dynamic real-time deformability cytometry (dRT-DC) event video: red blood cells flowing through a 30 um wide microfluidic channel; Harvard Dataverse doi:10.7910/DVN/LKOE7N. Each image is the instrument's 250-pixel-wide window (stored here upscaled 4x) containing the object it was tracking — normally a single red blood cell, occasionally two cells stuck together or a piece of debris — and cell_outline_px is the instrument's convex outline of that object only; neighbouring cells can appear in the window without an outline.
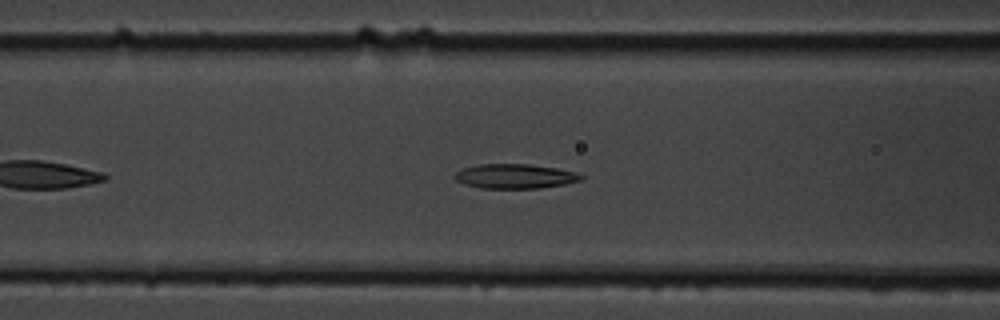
{"species": "common noctule bat (a hibernating species)", "species_latin": "Nyctalus noctula", "temperature_condition": "cold", "stored_images_in_passage": 48, "camera_frame_rate_fps": 3000, "um_per_image_px": 0.085, "animal": {"sex": "male", "body_mass_g": 19.5, "forearm_length_mm": 54.6}, "frame": {"image": 1, "passage_image": 12, "time_ms": 3.667, "image_size_px": [1000, 320], "cell_outline_px": [[584, 176], [580, 180], [564, 184], [540, 188], [480, 188], [464, 184], [456, 180], [452, 176], [456, 172], [464, 168], [480, 164], [528, 164], [556, 168], [576, 172]], "centroid_in_image_um": [43.75, 14.98], "position_along_channel_um": 122.9, "area_um2": 17.98}}
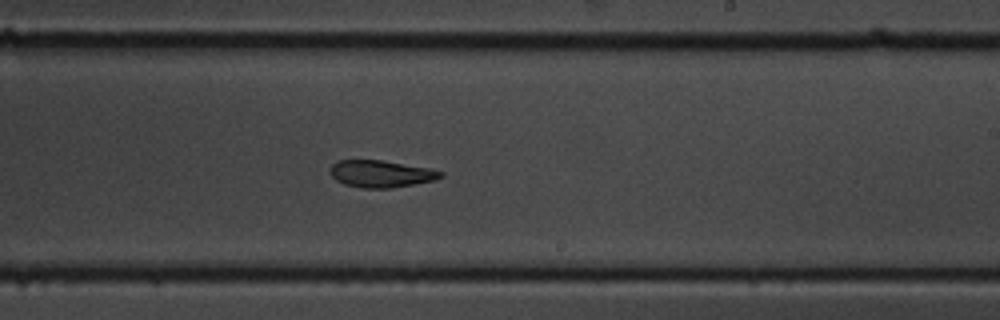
{"frame": {"image": 2, "passage_image": 24, "time_ms": 7.667, "image_size_px": [1000, 320], "cell_outline_px": [[444, 176], [436, 180], [392, 188], [364, 188], [344, 184], [336, 180], [332, 176], [332, 164], [336, 160], [380, 160], [428, 168], [444, 172]], "centroid_in_image_um": [32.41, 14.78], "position_along_channel_um": 256.6, "area_um2": 17.28}}
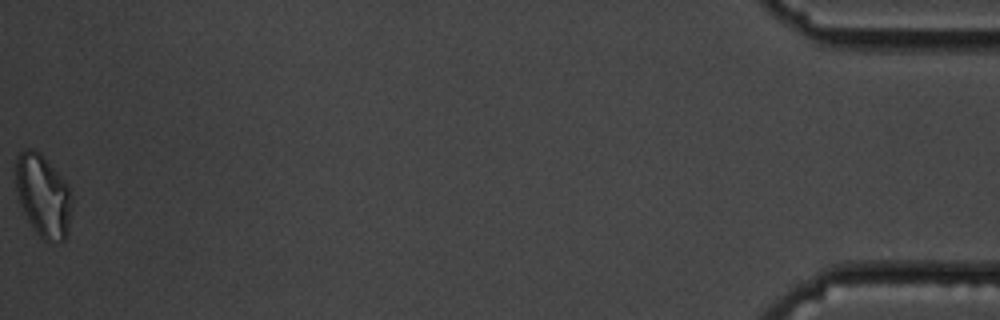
{"frame": {"image": 3, "passage_image": 48, "time_ms": 15.667, "image_size_px": [1000, 320], "cell_outline_px": [[72, 196], [68, 232], [64, 240], [60, 244], [48, 244], [36, 232], [28, 220], [20, 204], [16, 188], [16, 160], [20, 152], [24, 148], [36, 148], [40, 152], [68, 184]], "centroid_in_image_um": [3.68, 16.66], "position_along_channel_um": 431.5, "area_um2": 27.28}, "authors_computed_cell_mechanics": {"area_um2": 18.3226, "velocity_mm_per_s": 3.3494, "shape_relaxation_time_tau1_ms": 4.6367, "shape_relaxation_time_tau2_ms": 4.3221, "deformation_change_tau1": 0.1867, "deformation_change_tau2": 0.1257}}